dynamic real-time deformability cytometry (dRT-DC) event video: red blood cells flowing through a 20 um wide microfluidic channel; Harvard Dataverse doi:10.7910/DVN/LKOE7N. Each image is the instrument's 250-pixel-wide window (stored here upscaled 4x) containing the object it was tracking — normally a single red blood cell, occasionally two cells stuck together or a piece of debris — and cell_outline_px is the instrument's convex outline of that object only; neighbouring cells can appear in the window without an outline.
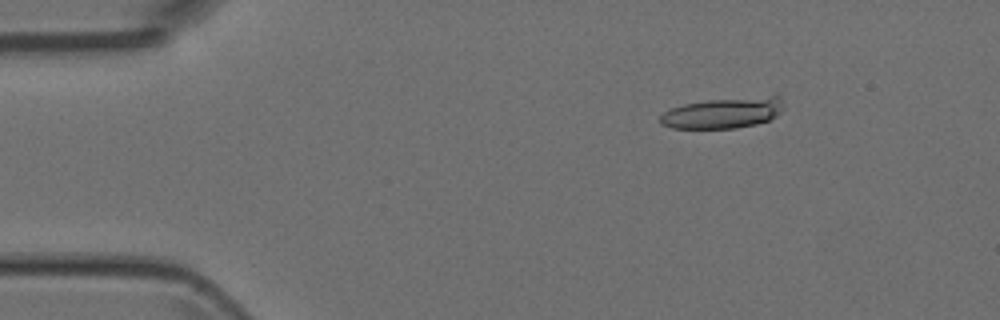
{"species": "Egyptian fruit bat (a non-hibernating species)", "species_latin": "Rousettus aegyptiacus", "temperature_condition": "room temperature", "stored_images_in_passage": 4, "camera_frame_rate_fps": 3000, "um_per_image_px": 0.085, "animal": {"sex": "female"}, "frame": {"image": 1, "passage_image": 2, "time_ms": 2.0, "image_size_px": [1000, 320], "cell_outline_px": [[784, 108], [776, 116], [768, 120], [756, 124], [736, 128], [672, 128], [660, 124], [660, 116], [664, 112], [672, 108], [684, 104], [708, 100], [776, 92], [780, 96], [784, 104]], "centroid_in_image_um": [61.59, 9.54], "position_along_channel_um": 23.4, "area_um2": 22.89}}